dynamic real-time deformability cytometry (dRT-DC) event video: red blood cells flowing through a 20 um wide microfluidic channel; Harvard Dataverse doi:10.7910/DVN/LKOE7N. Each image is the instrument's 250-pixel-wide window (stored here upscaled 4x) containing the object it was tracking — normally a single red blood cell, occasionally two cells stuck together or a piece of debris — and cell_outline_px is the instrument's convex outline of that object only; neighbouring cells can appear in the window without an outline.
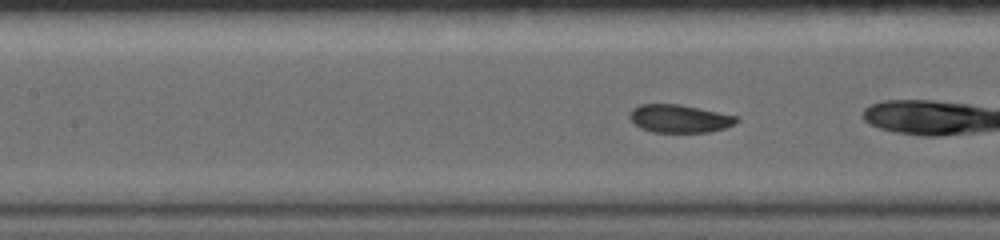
{"species": "common noctule bat (a hibernating species)", "species_latin": "Nyctalus noctula", "temperature_condition": "warm", "stored_images_in_passage": 31, "camera_frame_rate_fps": 5000, "um_per_image_px": 0.085, "animal": {"sex": "female", "body_mass_g": 19.0, "forearm_length_mm": 56.7}, "frame": {"image": 1, "passage_image": 5, "time_ms": 2.2, "image_size_px": [1000, 240], "cell_outline_px": [[740, 120], [736, 124], [724, 128], [708, 132], [652, 132], [640, 128], [628, 116], [628, 112], [632, 108], [640, 104], [680, 104], [740, 116]], "centroid_in_image_um": [57.78, 10.07], "position_along_channel_um": 149.6, "area_um2": 17.69}}